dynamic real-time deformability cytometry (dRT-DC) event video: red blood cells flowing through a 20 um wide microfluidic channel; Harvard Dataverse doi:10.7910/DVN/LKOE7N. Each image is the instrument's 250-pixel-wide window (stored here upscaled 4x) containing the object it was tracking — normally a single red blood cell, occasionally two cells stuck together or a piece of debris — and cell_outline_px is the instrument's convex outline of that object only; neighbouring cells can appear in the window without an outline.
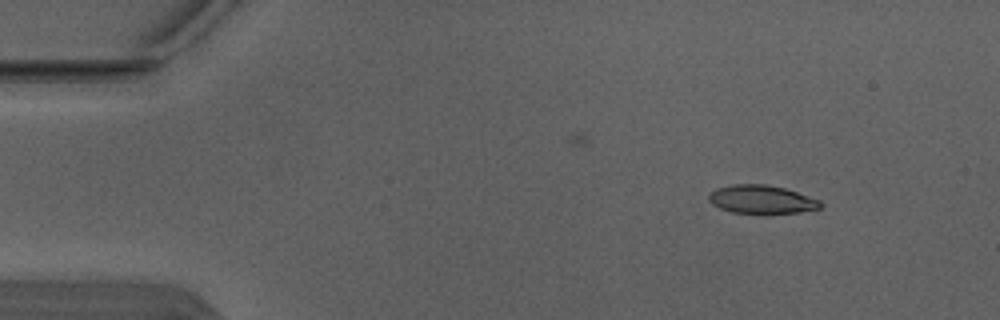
{"species": "Egyptian fruit bat (a non-hibernating species)", "species_latin": "Rousettus aegyptiacus", "temperature_condition": "warm", "stored_images_in_passage": 3, "camera_frame_rate_fps": 3000, "um_per_image_px": 0.085, "animal": {"sex": "male"}, "frame": {"image": 1, "passage_image": 1, "time_ms": 0.0, "image_size_px": [1000, 320], "cell_outline_px": [[824, 204], [820, 208], [800, 212], [732, 212], [720, 208], [712, 204], [708, 200], [708, 196], [716, 188], [732, 184], [764, 184], [784, 188], [820, 200]], "centroid_in_image_um": [64.72, 16.93], "position_along_channel_um": 20.3, "area_um2": 18.09}}